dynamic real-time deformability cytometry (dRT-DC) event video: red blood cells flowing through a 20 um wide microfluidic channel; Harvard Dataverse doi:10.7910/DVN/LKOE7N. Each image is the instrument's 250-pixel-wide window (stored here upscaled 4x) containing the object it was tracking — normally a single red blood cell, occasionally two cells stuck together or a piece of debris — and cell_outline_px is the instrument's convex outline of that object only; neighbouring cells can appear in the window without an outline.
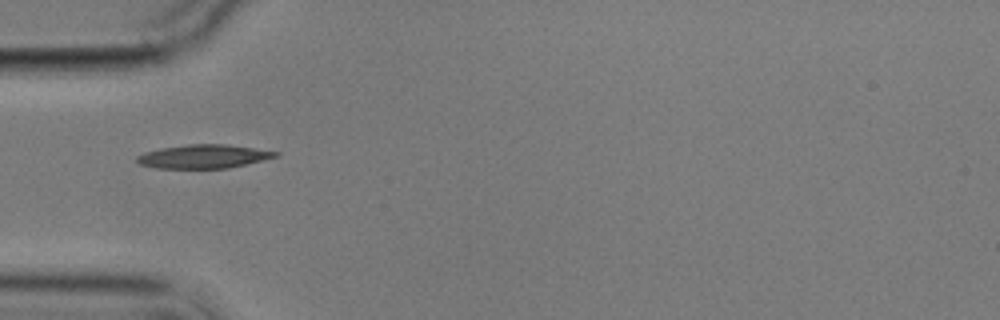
{"species": "common noctule bat (a hibernating species)", "species_latin": "Nyctalus noctula", "temperature_condition": "cold", "stored_images_in_passage": 7, "camera_frame_rate_fps": 3000, "um_per_image_px": 0.085, "animal": {"sex": "male", "body_mass_g": 17.9}, "frame": {"image": 1, "passage_image": 2, "time_ms": 1.333, "image_size_px": [1000, 320], "cell_outline_px": [[280, 156], [264, 160], [228, 168], [156, 168], [140, 164], [136, 160], [136, 156], [144, 152], [160, 148], [188, 144], [228, 144], [280, 152]], "centroid_in_image_um": [17.32, 13.29], "position_along_channel_um": 67.7, "area_um2": 19.19}}
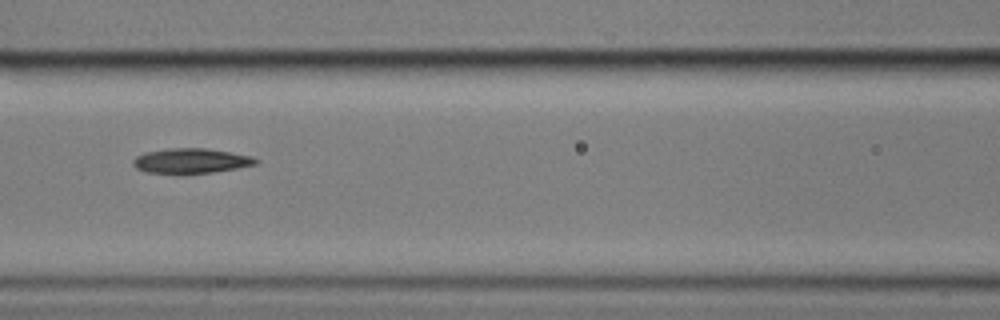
{"frame": {"image": 2, "passage_image": 4, "time_ms": 3.667, "image_size_px": [1000, 320], "cell_outline_px": [[260, 160], [256, 164], [236, 168], [212, 172], [180, 176], [144, 172], [136, 168], [132, 164], [132, 160], [136, 156], [144, 152], [168, 148], [204, 148], [232, 152], [252, 156]], "centroid_in_image_um": [16.17, 13.7], "position_along_channel_um": 150.4, "area_um2": 18.55}}
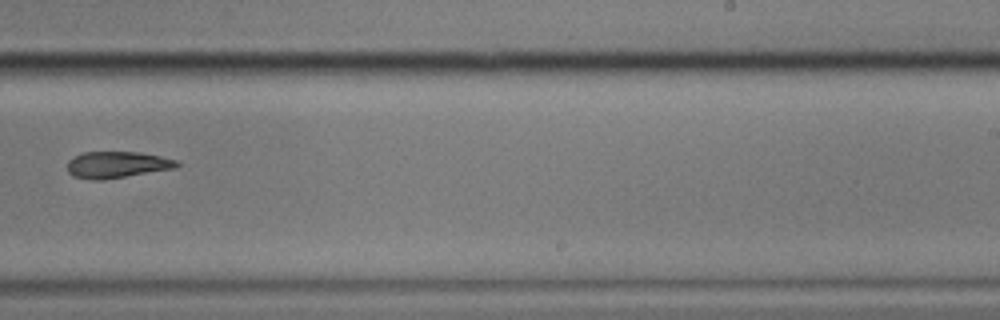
{"frame": {"image": 3, "passage_image": 7, "time_ms": 7.333, "image_size_px": [1000, 320], "cell_outline_px": [[180, 164], [176, 168], [104, 180], [92, 180], [72, 176], [68, 172], [68, 160], [72, 156], [84, 152], [140, 152], [180, 160]], "centroid_in_image_um": [9.95, 14.0], "position_along_channel_um": 279.0, "area_um2": 17.17}}